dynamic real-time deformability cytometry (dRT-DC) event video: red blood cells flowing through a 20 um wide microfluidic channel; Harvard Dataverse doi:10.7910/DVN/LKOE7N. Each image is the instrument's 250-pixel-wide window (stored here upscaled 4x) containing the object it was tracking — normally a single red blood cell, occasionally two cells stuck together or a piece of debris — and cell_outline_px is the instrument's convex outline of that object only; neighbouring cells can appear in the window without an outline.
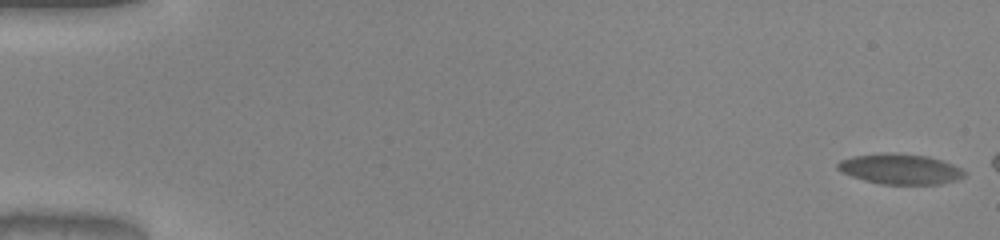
{"species": "common noctule bat (a hibernating species)", "species_latin": "Nyctalus noctula", "temperature_condition": "warm", "stored_images_in_passage": 46, "camera_frame_rate_fps": 3000, "um_per_image_px": 0.085, "animal": {"sex": "male", "body_mass_g": 20.0, "forearm_length_mm": 53.3}, "frame": {"image": 1, "passage_image": 1, "time_ms": 0.0, "image_size_px": [1000, 240], "cell_outline_px": [[964, 176], [952, 180], [936, 184], [884, 184], [852, 176], [836, 168], [836, 164], [840, 160], [856, 156], [888, 152], [924, 156], [940, 160], [960, 168], [964, 172]], "centroid_in_image_um": [76.47, 14.36], "position_along_channel_um": 8.5, "area_um2": 21.62}}
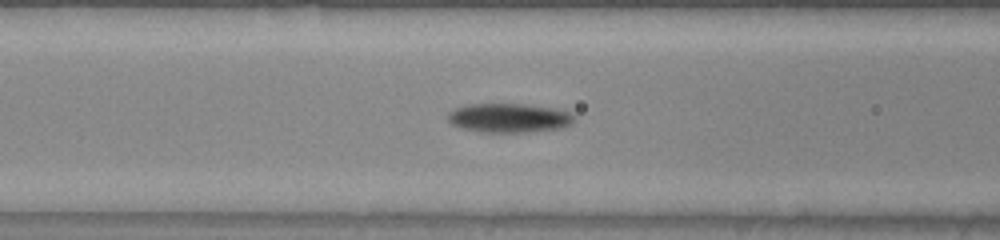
{"frame": {"image": 2, "passage_image": 23, "time_ms": 7.333, "image_size_px": [1000, 240], "cell_outline_px": [[572, 120], [568, 124], [560, 128], [524, 132], [484, 132], [464, 128], [452, 124], [448, 120], [448, 116], [456, 108], [468, 104], [524, 104], [552, 108], [568, 112], [572, 116]], "centroid_in_image_um": [43.23, 10.02], "position_along_channel_um": 123.4, "area_um2": 20.81}}
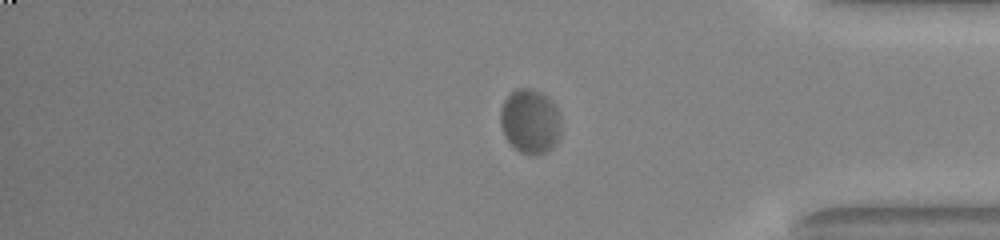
{"frame": {"image": 3, "passage_image": 45, "time_ms": 14.667, "image_size_px": [1000, 240], "cell_outline_px": [[560, 136], [552, 148], [536, 156], [520, 152], [504, 136], [500, 124], [500, 112], [504, 100], [516, 88], [532, 88], [540, 92], [556, 108], [560, 132]], "centroid_in_image_um": [45.02, 10.33], "position_along_channel_um": 390.2, "area_um2": 22.37}}